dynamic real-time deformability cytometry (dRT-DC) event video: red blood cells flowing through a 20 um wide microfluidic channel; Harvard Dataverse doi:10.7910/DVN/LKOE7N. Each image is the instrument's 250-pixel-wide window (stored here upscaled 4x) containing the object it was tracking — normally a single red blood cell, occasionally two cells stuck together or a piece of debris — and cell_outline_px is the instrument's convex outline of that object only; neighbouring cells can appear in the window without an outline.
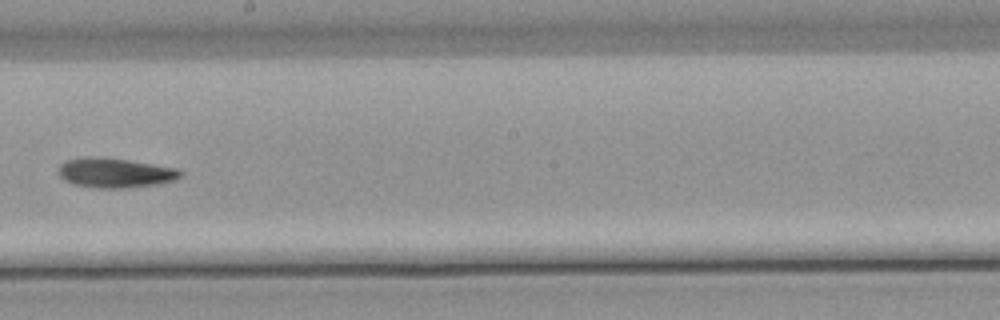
{"species": "common noctule bat (a hibernating species)", "species_latin": "Nyctalus noctula", "temperature_condition": "warm", "stored_images_in_passage": 7, "camera_frame_rate_fps": 3000, "um_per_image_px": 0.085, "animal": {"sex": "male", "body_mass_g": 21.5, "forearm_length_mm": 52.0}, "frame": {"image": 1, "passage_image": 7, "time_ms": 7.333, "image_size_px": [1000, 320], "cell_outline_px": [[180, 176], [172, 180], [156, 184], [120, 188], [96, 188], [72, 184], [64, 180], [60, 176], [60, 164], [68, 160], [88, 156], [100, 156], [128, 160], [176, 168], [180, 172]], "centroid_in_image_um": [9.72, 14.68], "position_along_channel_um": 238.5, "area_um2": 20.75}}